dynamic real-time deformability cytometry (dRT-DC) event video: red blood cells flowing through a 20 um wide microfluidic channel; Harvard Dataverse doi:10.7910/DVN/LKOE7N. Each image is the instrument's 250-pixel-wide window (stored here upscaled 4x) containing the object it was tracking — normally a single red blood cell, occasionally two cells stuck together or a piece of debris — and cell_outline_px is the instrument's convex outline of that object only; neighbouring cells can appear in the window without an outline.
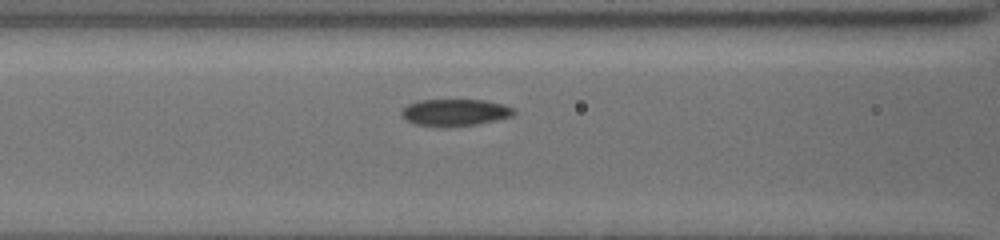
{"species": "common noctule bat (a hibernating species)", "species_latin": "Nyctalus noctula", "temperature_condition": "cold", "stored_images_in_passage": 6, "segment_of_instrument_passage": [1, 2], "camera_frame_rate_fps": 3000, "um_per_image_px": 0.085, "animal": {"sex": "female", "body_mass_g": 19.5, "forearm_length_mm": 54.1}, "frame": {"image": 1, "passage_image": 5, "time_ms": 4.0, "image_size_px": [1000, 240], "cell_outline_px": [[516, 112], [512, 116], [496, 120], [476, 124], [444, 128], [416, 124], [408, 120], [400, 112], [408, 104], [420, 100], [484, 100], [516, 108]], "centroid_in_image_um": [38.7, 9.57], "position_along_channel_um": 127.9, "area_um2": 17.57}}